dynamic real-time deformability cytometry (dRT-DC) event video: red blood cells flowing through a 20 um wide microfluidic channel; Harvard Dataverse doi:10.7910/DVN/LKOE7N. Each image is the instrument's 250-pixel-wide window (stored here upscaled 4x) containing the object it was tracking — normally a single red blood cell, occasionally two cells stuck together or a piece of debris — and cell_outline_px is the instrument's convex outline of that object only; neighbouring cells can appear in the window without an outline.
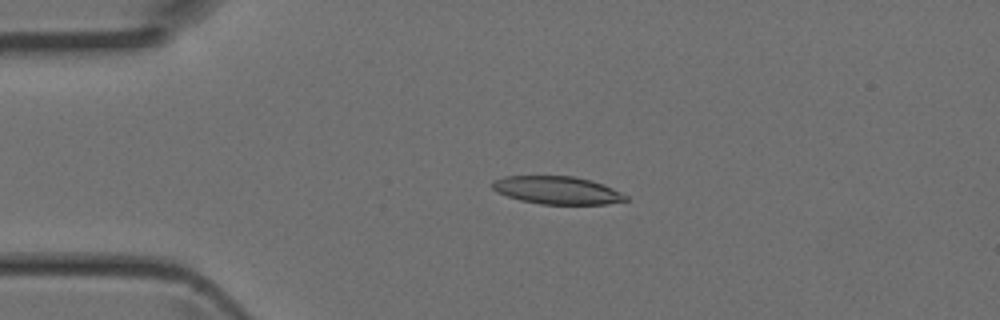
{"species": "Egyptian fruit bat (a non-hibernating species)", "species_latin": "Rousettus aegyptiacus", "temperature_condition": "room temperature", "stored_images_in_passage": 6, "camera_frame_rate_fps": 3000, "um_per_image_px": 0.085, "animal": {"sex": "female"}, "frame": {"image": 1, "passage_image": 3, "time_ms": 0.667, "image_size_px": [1000, 320], "cell_outline_px": [[628, 200], [604, 204], [540, 204], [520, 200], [496, 192], [492, 188], [492, 180], [504, 176], [576, 176], [592, 180], [604, 184], [628, 196]], "centroid_in_image_um": [47.35, 16.16], "position_along_channel_um": 37.7, "area_um2": 21.73}}
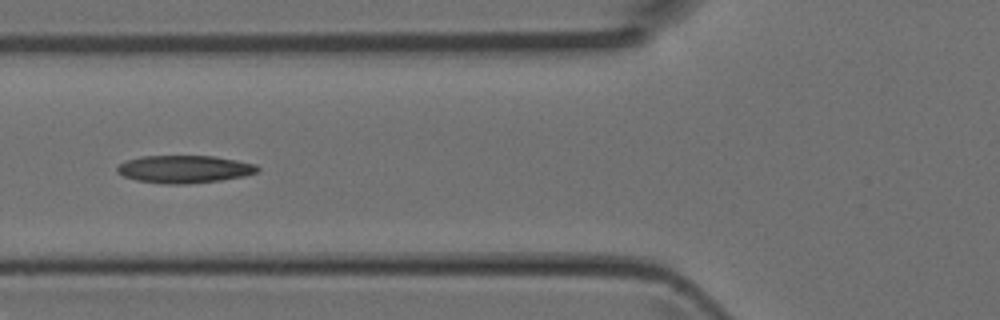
{"frame": {"image": 2, "passage_image": 5, "time_ms": 1.333, "image_size_px": [1000, 320], "cell_outline_px": [[260, 168], [256, 172], [244, 176], [220, 180], [188, 184], [164, 184], [136, 180], [124, 176], [116, 172], [116, 168], [120, 164], [128, 160], [140, 156], [216, 156], [256, 164]], "centroid_in_image_um": [15.67, 14.38], "position_along_channel_um": 110.1, "area_um2": 22.6}}
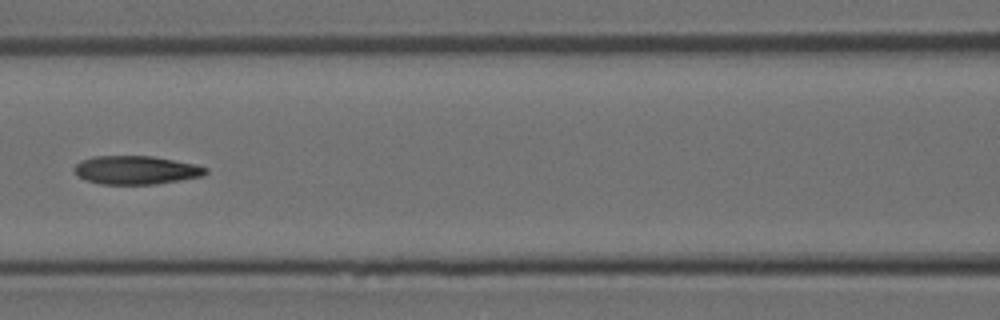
{"frame": {"image": 3, "passage_image": 6, "time_ms": 1.667, "image_size_px": [1000, 320], "cell_outline_px": [[208, 172], [204, 176], [156, 184], [100, 184], [84, 180], [72, 168], [80, 160], [92, 156], [152, 156], [196, 164], [208, 168]], "centroid_in_image_um": [11.57, 14.45], "position_along_channel_um": 155.0, "area_um2": 21.96}}